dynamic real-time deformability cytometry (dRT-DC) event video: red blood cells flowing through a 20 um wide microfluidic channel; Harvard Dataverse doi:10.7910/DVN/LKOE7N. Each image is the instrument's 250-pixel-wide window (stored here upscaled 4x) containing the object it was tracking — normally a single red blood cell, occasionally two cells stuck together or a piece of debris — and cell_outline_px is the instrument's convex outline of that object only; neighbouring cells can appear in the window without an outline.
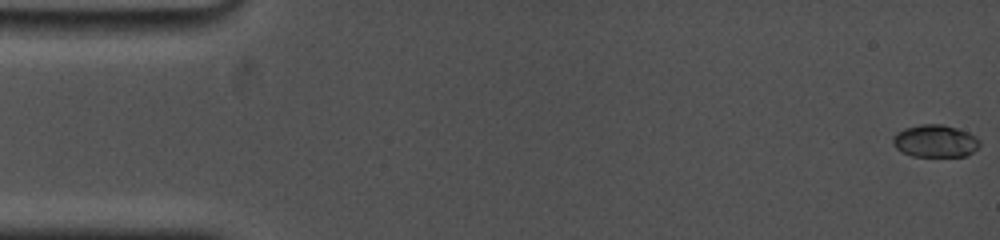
{"species": "common noctule bat (a hibernating species)", "species_latin": "Nyctalus noctula", "temperature_condition": "cold", "stored_images_in_passage": 20, "camera_frame_rate_fps": 5000, "um_per_image_px": 0.085, "animal": {"sex": "female", "body_mass_g": 19.0, "forearm_length_mm": 53.3}, "frame": {"image": 1, "passage_image": 1, "time_ms": 0.0, "image_size_px": [1000, 240], "cell_outline_px": [[980, 144], [972, 152], [964, 156], [912, 156], [900, 152], [892, 144], [892, 136], [896, 132], [904, 128], [920, 124], [944, 124], [968, 132], [976, 136], [980, 140]], "centroid_in_image_um": [79.45, 11.98], "position_along_channel_um": 5.6, "area_um2": 16.59}}
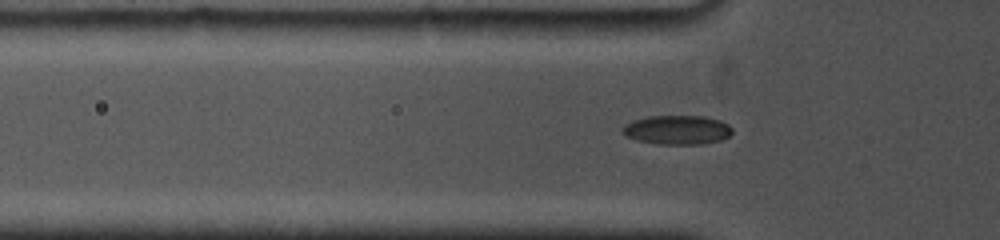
{"frame": {"image": 2, "passage_image": 15, "time_ms": 5.4, "image_size_px": [1000, 240], "cell_outline_px": [[732, 132], [728, 136], [720, 140], [700, 144], [656, 144], [636, 140], [624, 136], [620, 132], [624, 124], [632, 120], [648, 116], [704, 116], [720, 120], [728, 124], [732, 128]], "centroid_in_image_um": [57.5, 11.04], "position_along_channel_um": 68.3, "area_um2": 18.84}}
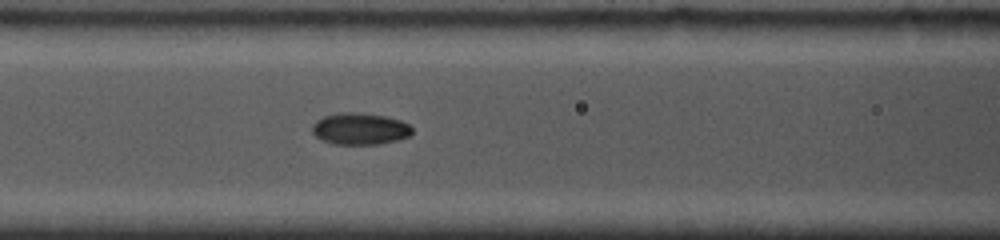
{"frame": {"image": 3, "passage_image": 20, "time_ms": 7.2, "image_size_px": [1000, 240], "cell_outline_px": [[412, 132], [408, 136], [400, 140], [380, 144], [332, 144], [316, 136], [312, 132], [312, 124], [316, 120], [324, 116], [340, 112], [352, 112], [384, 116], [400, 120], [408, 124], [412, 128]], "centroid_in_image_um": [30.59, 10.95], "position_along_channel_um": 136.0, "area_um2": 18.44}}